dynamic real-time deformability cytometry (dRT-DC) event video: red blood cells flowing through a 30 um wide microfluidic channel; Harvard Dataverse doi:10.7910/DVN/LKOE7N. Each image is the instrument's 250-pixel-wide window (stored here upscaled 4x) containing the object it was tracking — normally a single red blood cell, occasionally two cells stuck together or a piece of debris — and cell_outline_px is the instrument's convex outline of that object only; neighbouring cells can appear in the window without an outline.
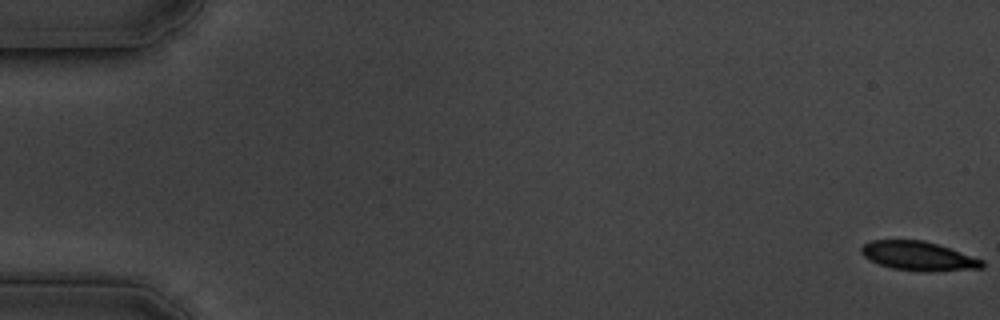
{"species": "common noctule bat (a hibernating species)", "species_latin": "Nyctalus noctula", "temperature_condition": "cold", "stored_images_in_passage": 60, "camera_frame_rate_fps": 3000, "um_per_image_px": 0.085, "animal": {"sex": "male", "body_mass_g": 19.5, "forearm_length_mm": 54.6}, "frame": {"image": 1, "passage_image": 1, "time_ms": 0.0, "image_size_px": [1000, 320], "cell_outline_px": [[984, 268], [928, 272], [892, 268], [880, 264], [864, 256], [860, 252], [860, 248], [864, 244], [872, 240], [924, 240], [984, 260]], "centroid_in_image_um": [78.08, 21.76], "position_along_channel_um": 6.9, "area_um2": 20.29}}
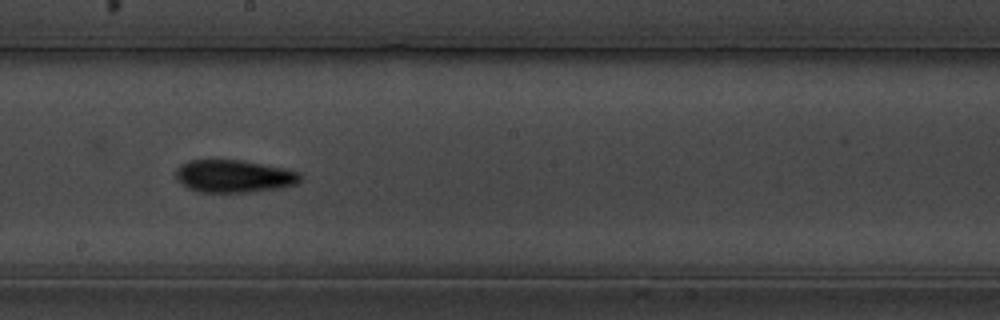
{"frame": {"image": 2, "passage_image": 34, "time_ms": 11.0, "image_size_px": [1000, 320], "cell_outline_px": [[304, 180], [288, 188], [248, 192], [196, 192], [180, 184], [176, 180], [176, 168], [180, 164], [188, 160], [240, 160], [284, 168], [300, 172], [304, 176]], "centroid_in_image_um": [19.92, 14.99], "position_along_channel_um": 228.3, "area_um2": 24.22}}
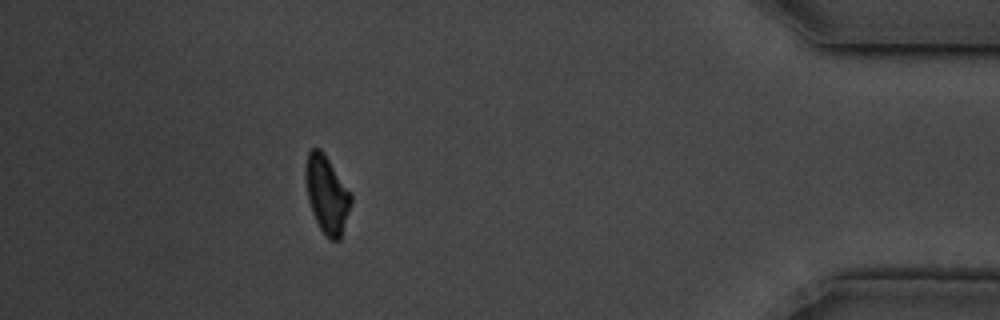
{"frame": {"image": 3, "passage_image": 54, "time_ms": 17.667, "image_size_px": [1000, 320], "cell_outline_px": [[352, 200], [340, 240], [332, 240], [320, 228], [312, 212], [308, 200], [304, 176], [304, 168], [308, 152], [312, 148], [320, 148], [324, 152], [352, 192]], "centroid_in_image_um": [27.78, 16.46], "position_along_channel_um": 407.4, "area_um2": 20.69}, "authors_computed_cell_mechanics": {"area_um2": 22.1085, "velocity_mm_per_s": 3.3974, "shape_relaxation_time_tau1_ms": 3.2245, "shape_relaxation_time_tau2_ms": 5.8959, "deformation_change_tau1": 0.1383, "deformation_change_tau2": 0.1295}}